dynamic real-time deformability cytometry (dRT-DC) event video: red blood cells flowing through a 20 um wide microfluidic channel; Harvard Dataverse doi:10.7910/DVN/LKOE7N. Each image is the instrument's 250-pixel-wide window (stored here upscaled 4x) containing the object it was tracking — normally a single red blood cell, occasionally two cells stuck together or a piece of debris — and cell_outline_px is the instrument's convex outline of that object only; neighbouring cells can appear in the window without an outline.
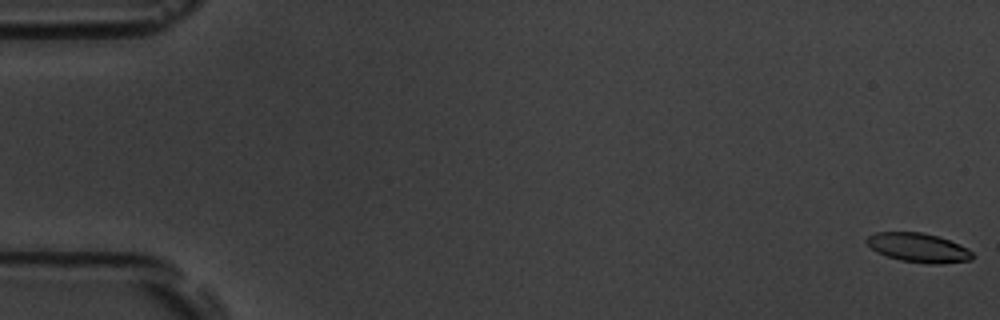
{"species": "common noctule bat (a hibernating species)", "species_latin": "Nyctalus noctula", "temperature_condition": "room temperature", "stored_images_in_passage": 55, "camera_frame_rate_fps": 3000, "um_per_image_px": 0.085, "animal": {"sex": "male", "body_mass_g": 19.5, "forearm_length_mm": 54.6}, "frame": {"image": 1, "passage_image": 1, "time_ms": 0.0, "image_size_px": [1000, 320], "cell_outline_px": [[972, 260], [940, 264], [928, 264], [900, 260], [876, 252], [864, 240], [868, 236], [876, 232], [920, 232], [936, 236], [960, 244], [968, 248], [972, 252]], "centroid_in_image_um": [78.06, 21.06], "position_along_channel_um": 6.9, "area_um2": 17.92}}
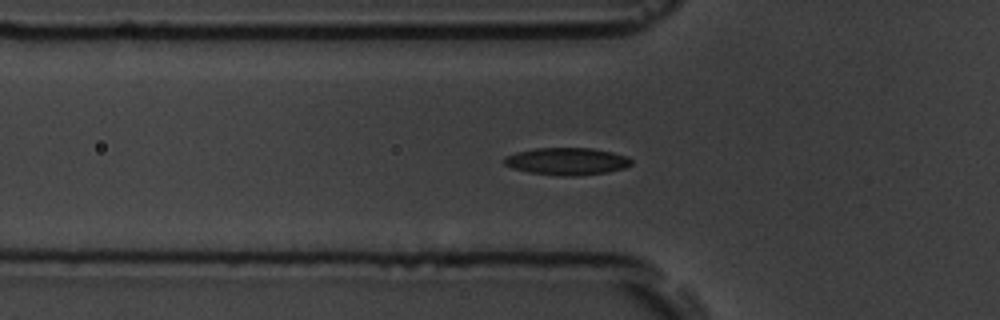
{"frame": {"image": 2, "passage_image": 19, "time_ms": 6.0, "image_size_px": [1000, 320], "cell_outline_px": [[632, 164], [624, 168], [608, 172], [576, 176], [564, 176], [528, 172], [512, 168], [504, 164], [504, 156], [516, 152], [536, 148], [592, 148], [612, 152], [628, 156], [632, 160]], "centroid_in_image_um": [48.19, 13.71], "position_along_channel_um": 77.6, "area_um2": 20.29}}
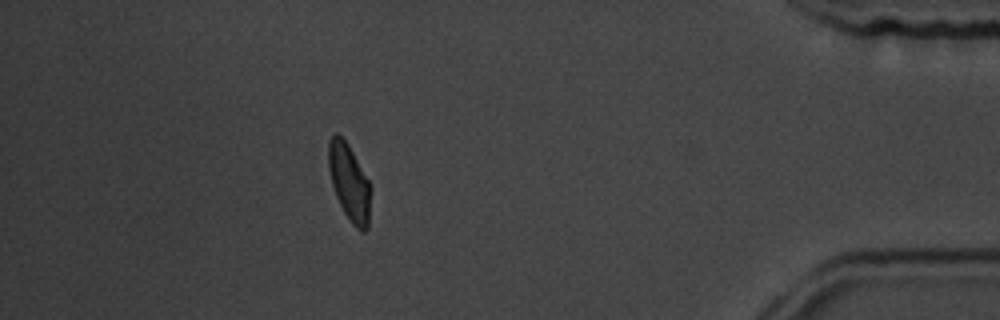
{"frame": {"image": 3, "passage_image": 49, "time_ms": 16.0, "image_size_px": [1000, 320], "cell_outline_px": [[368, 228], [364, 232], [360, 232], [352, 224], [344, 212], [336, 196], [332, 184], [328, 168], [328, 140], [336, 132], [348, 144], [368, 180]], "centroid_in_image_um": [29.64, 15.48], "position_along_channel_um": 405.6, "area_um2": 18.26}, "authors_computed_cell_mechanics": {"area_um2": 19.1896, "velocity_mm_per_s": 3.7621, "shape_relaxation_time_tau1_ms": 3.5246, "shape_relaxation_time_tau2_ms": 2.8072, "deformation_change_tau1": 0.1173, "deformation_change_tau2": 0.0769}}